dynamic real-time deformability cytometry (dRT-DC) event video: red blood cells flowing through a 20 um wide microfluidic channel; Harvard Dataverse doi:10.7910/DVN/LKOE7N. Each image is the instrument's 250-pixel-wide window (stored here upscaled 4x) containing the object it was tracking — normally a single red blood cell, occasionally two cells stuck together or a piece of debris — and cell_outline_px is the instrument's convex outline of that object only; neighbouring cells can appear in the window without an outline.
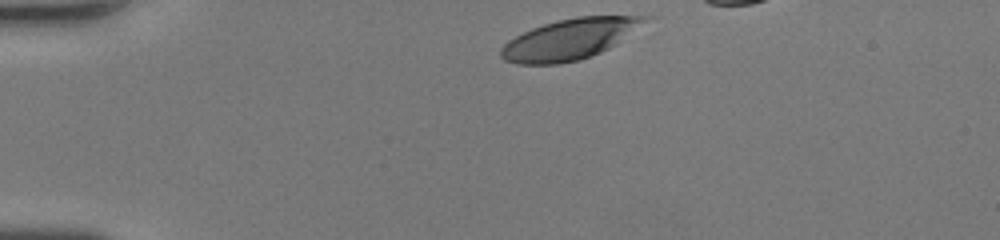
{"species": "human", "species_latin": "Homo sapiens", "temperature_condition": "room temperature", "stored_images_in_passage": 30, "camera_frame_rate_fps": 3000, "um_per_image_px": 0.085, "donor": {"sex": "female"}, "frame": {"image": 1, "passage_image": 1, "time_ms": 0.0, "image_size_px": [1000, 240], "cell_outline_px": [[652, 16], [616, 44], [592, 56], [580, 60], [556, 64], [516, 64], [504, 60], [500, 56], [500, 48], [508, 40], [532, 28], [556, 20], [576, 16]], "centroid_in_image_um": [48.36, 3.34], "position_along_channel_um": 36.6, "area_um2": 33.81}}
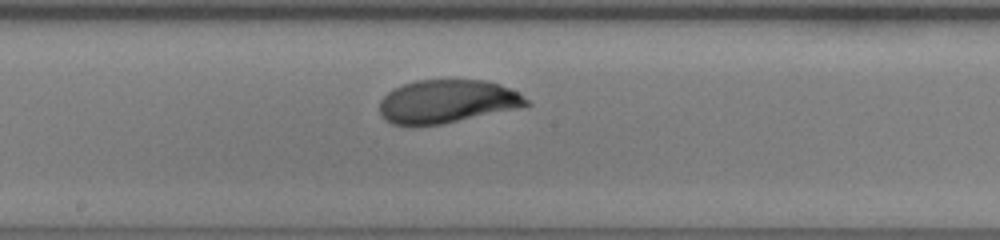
{"frame": {"image": 2, "passage_image": 17, "time_ms": 5.333, "image_size_px": [1000, 240], "cell_outline_px": [[532, 104], [516, 108], [440, 124], [412, 128], [392, 124], [384, 120], [380, 112], [380, 100], [392, 88], [416, 80], [488, 80], [500, 84], [520, 92]], "centroid_in_image_um": [37.95, 8.63], "position_along_channel_um": 210.2, "area_um2": 37.4}}
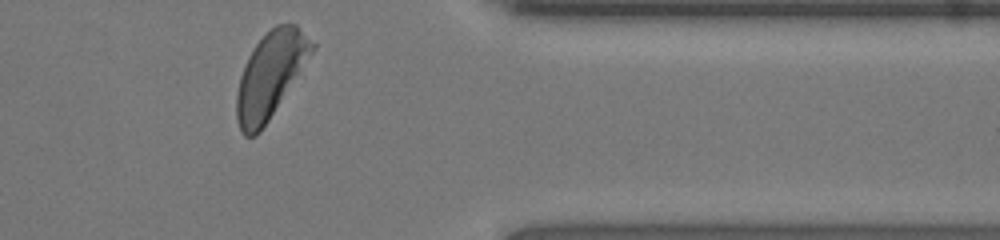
{"frame": {"image": 3, "passage_image": 30, "time_ms": 9.667, "image_size_px": [1000, 240], "cell_outline_px": [[316, 48], [260, 132], [256, 136], [244, 136], [236, 120], [236, 96], [240, 76], [248, 56], [256, 44], [276, 24], [296, 24], [316, 44]], "centroid_in_image_um": [22.98, 6.37], "position_along_channel_um": 388.4, "area_um2": 36.99}, "authors_computed_cell_mechanics": {"area_um2": 37.7145, "velocity_mm_per_s": 4.376, "shape_relaxation_time_tau1_ms": 4.4384, "shape_relaxation_time_tau2_ms": null, "deformation_change_tau1": 0.2309, "deformation_change_tau2": null}}